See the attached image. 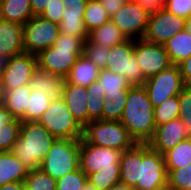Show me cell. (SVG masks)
<instances>
[{
    "instance_id": "cell-1",
    "label": "cell",
    "mask_w": 191,
    "mask_h": 190,
    "mask_svg": "<svg viewBox=\"0 0 191 190\" xmlns=\"http://www.w3.org/2000/svg\"><path fill=\"white\" fill-rule=\"evenodd\" d=\"M120 182L136 190H164L168 172L164 157L149 144H135L125 150L120 161Z\"/></svg>"
},
{
    "instance_id": "cell-2",
    "label": "cell",
    "mask_w": 191,
    "mask_h": 190,
    "mask_svg": "<svg viewBox=\"0 0 191 190\" xmlns=\"http://www.w3.org/2000/svg\"><path fill=\"white\" fill-rule=\"evenodd\" d=\"M137 144H148L155 134L154 107L144 86H131L120 119Z\"/></svg>"
},
{
    "instance_id": "cell-3",
    "label": "cell",
    "mask_w": 191,
    "mask_h": 190,
    "mask_svg": "<svg viewBox=\"0 0 191 190\" xmlns=\"http://www.w3.org/2000/svg\"><path fill=\"white\" fill-rule=\"evenodd\" d=\"M56 139L39 122H22L19 138L11 152L29 170L40 169L43 159Z\"/></svg>"
},
{
    "instance_id": "cell-4",
    "label": "cell",
    "mask_w": 191,
    "mask_h": 190,
    "mask_svg": "<svg viewBox=\"0 0 191 190\" xmlns=\"http://www.w3.org/2000/svg\"><path fill=\"white\" fill-rule=\"evenodd\" d=\"M87 38L60 32L54 45L37 55L38 67L66 78L78 57L83 55Z\"/></svg>"
},
{
    "instance_id": "cell-5",
    "label": "cell",
    "mask_w": 191,
    "mask_h": 190,
    "mask_svg": "<svg viewBox=\"0 0 191 190\" xmlns=\"http://www.w3.org/2000/svg\"><path fill=\"white\" fill-rule=\"evenodd\" d=\"M82 139L99 147L131 149L136 143L120 121L94 120L83 128Z\"/></svg>"
},
{
    "instance_id": "cell-6",
    "label": "cell",
    "mask_w": 191,
    "mask_h": 190,
    "mask_svg": "<svg viewBox=\"0 0 191 190\" xmlns=\"http://www.w3.org/2000/svg\"><path fill=\"white\" fill-rule=\"evenodd\" d=\"M80 140L56 139L41 163V170L55 180L79 168Z\"/></svg>"
},
{
    "instance_id": "cell-7",
    "label": "cell",
    "mask_w": 191,
    "mask_h": 190,
    "mask_svg": "<svg viewBox=\"0 0 191 190\" xmlns=\"http://www.w3.org/2000/svg\"><path fill=\"white\" fill-rule=\"evenodd\" d=\"M57 139L81 140L83 127L71 114L63 98L52 100L38 121Z\"/></svg>"
},
{
    "instance_id": "cell-8",
    "label": "cell",
    "mask_w": 191,
    "mask_h": 190,
    "mask_svg": "<svg viewBox=\"0 0 191 190\" xmlns=\"http://www.w3.org/2000/svg\"><path fill=\"white\" fill-rule=\"evenodd\" d=\"M134 45L135 40L128 39L122 44L111 47L105 69L125 76L131 86H143L146 78L134 54Z\"/></svg>"
},
{
    "instance_id": "cell-9",
    "label": "cell",
    "mask_w": 191,
    "mask_h": 190,
    "mask_svg": "<svg viewBox=\"0 0 191 190\" xmlns=\"http://www.w3.org/2000/svg\"><path fill=\"white\" fill-rule=\"evenodd\" d=\"M60 33L57 23L43 17L33 16L23 25L24 52L38 55L52 47Z\"/></svg>"
},
{
    "instance_id": "cell-10",
    "label": "cell",
    "mask_w": 191,
    "mask_h": 190,
    "mask_svg": "<svg viewBox=\"0 0 191 190\" xmlns=\"http://www.w3.org/2000/svg\"><path fill=\"white\" fill-rule=\"evenodd\" d=\"M143 86L153 107L160 106L170 97L178 96L185 87L178 65H171L146 79Z\"/></svg>"
},
{
    "instance_id": "cell-11",
    "label": "cell",
    "mask_w": 191,
    "mask_h": 190,
    "mask_svg": "<svg viewBox=\"0 0 191 190\" xmlns=\"http://www.w3.org/2000/svg\"><path fill=\"white\" fill-rule=\"evenodd\" d=\"M124 151L108 147H99L80 140L79 168L86 175L103 169H120Z\"/></svg>"
},
{
    "instance_id": "cell-12",
    "label": "cell",
    "mask_w": 191,
    "mask_h": 190,
    "mask_svg": "<svg viewBox=\"0 0 191 190\" xmlns=\"http://www.w3.org/2000/svg\"><path fill=\"white\" fill-rule=\"evenodd\" d=\"M150 12L140 3L128 0L110 20L119 27L127 39H143Z\"/></svg>"
},
{
    "instance_id": "cell-13",
    "label": "cell",
    "mask_w": 191,
    "mask_h": 190,
    "mask_svg": "<svg viewBox=\"0 0 191 190\" xmlns=\"http://www.w3.org/2000/svg\"><path fill=\"white\" fill-rule=\"evenodd\" d=\"M37 66V56L26 52L9 58L1 71L0 93L29 85Z\"/></svg>"
},
{
    "instance_id": "cell-14",
    "label": "cell",
    "mask_w": 191,
    "mask_h": 190,
    "mask_svg": "<svg viewBox=\"0 0 191 190\" xmlns=\"http://www.w3.org/2000/svg\"><path fill=\"white\" fill-rule=\"evenodd\" d=\"M185 22V19L164 8L151 12L143 39L151 43L163 44L178 32L183 31Z\"/></svg>"
},
{
    "instance_id": "cell-15",
    "label": "cell",
    "mask_w": 191,
    "mask_h": 190,
    "mask_svg": "<svg viewBox=\"0 0 191 190\" xmlns=\"http://www.w3.org/2000/svg\"><path fill=\"white\" fill-rule=\"evenodd\" d=\"M134 54L146 79L172 65L163 44L151 43L144 39L135 40Z\"/></svg>"
},
{
    "instance_id": "cell-16",
    "label": "cell",
    "mask_w": 191,
    "mask_h": 190,
    "mask_svg": "<svg viewBox=\"0 0 191 190\" xmlns=\"http://www.w3.org/2000/svg\"><path fill=\"white\" fill-rule=\"evenodd\" d=\"M184 129L181 118L173 119L157 126L154 137L148 144L153 150L163 155L168 150L174 148L179 142L187 139L184 135Z\"/></svg>"
},
{
    "instance_id": "cell-17",
    "label": "cell",
    "mask_w": 191,
    "mask_h": 190,
    "mask_svg": "<svg viewBox=\"0 0 191 190\" xmlns=\"http://www.w3.org/2000/svg\"><path fill=\"white\" fill-rule=\"evenodd\" d=\"M23 25L0 19V53L12 58L24 52Z\"/></svg>"
},
{
    "instance_id": "cell-18",
    "label": "cell",
    "mask_w": 191,
    "mask_h": 190,
    "mask_svg": "<svg viewBox=\"0 0 191 190\" xmlns=\"http://www.w3.org/2000/svg\"><path fill=\"white\" fill-rule=\"evenodd\" d=\"M66 105L76 121L84 128L88 124L87 89L65 82L63 96Z\"/></svg>"
},
{
    "instance_id": "cell-19",
    "label": "cell",
    "mask_w": 191,
    "mask_h": 190,
    "mask_svg": "<svg viewBox=\"0 0 191 190\" xmlns=\"http://www.w3.org/2000/svg\"><path fill=\"white\" fill-rule=\"evenodd\" d=\"M97 80L102 86V91L106 93L104 101L126 104L127 93L131 85L125 76L112 73L107 69H100Z\"/></svg>"
},
{
    "instance_id": "cell-20",
    "label": "cell",
    "mask_w": 191,
    "mask_h": 190,
    "mask_svg": "<svg viewBox=\"0 0 191 190\" xmlns=\"http://www.w3.org/2000/svg\"><path fill=\"white\" fill-rule=\"evenodd\" d=\"M65 82V78L37 66L29 85L32 91L46 94L51 100H55L62 98Z\"/></svg>"
},
{
    "instance_id": "cell-21",
    "label": "cell",
    "mask_w": 191,
    "mask_h": 190,
    "mask_svg": "<svg viewBox=\"0 0 191 190\" xmlns=\"http://www.w3.org/2000/svg\"><path fill=\"white\" fill-rule=\"evenodd\" d=\"M29 169L11 151L0 152V186L12 182H24Z\"/></svg>"
},
{
    "instance_id": "cell-22",
    "label": "cell",
    "mask_w": 191,
    "mask_h": 190,
    "mask_svg": "<svg viewBox=\"0 0 191 190\" xmlns=\"http://www.w3.org/2000/svg\"><path fill=\"white\" fill-rule=\"evenodd\" d=\"M32 89L30 85L14 88L1 94V101L13 118L26 122V108L30 99Z\"/></svg>"
},
{
    "instance_id": "cell-23",
    "label": "cell",
    "mask_w": 191,
    "mask_h": 190,
    "mask_svg": "<svg viewBox=\"0 0 191 190\" xmlns=\"http://www.w3.org/2000/svg\"><path fill=\"white\" fill-rule=\"evenodd\" d=\"M100 69L92 63L85 55L78 57L76 63L72 66L65 80L69 84L90 86L99 77Z\"/></svg>"
},
{
    "instance_id": "cell-24",
    "label": "cell",
    "mask_w": 191,
    "mask_h": 190,
    "mask_svg": "<svg viewBox=\"0 0 191 190\" xmlns=\"http://www.w3.org/2000/svg\"><path fill=\"white\" fill-rule=\"evenodd\" d=\"M33 16L30 0H2L0 2V19L24 25Z\"/></svg>"
},
{
    "instance_id": "cell-25",
    "label": "cell",
    "mask_w": 191,
    "mask_h": 190,
    "mask_svg": "<svg viewBox=\"0 0 191 190\" xmlns=\"http://www.w3.org/2000/svg\"><path fill=\"white\" fill-rule=\"evenodd\" d=\"M172 65H178L191 55V35L184 29L163 43Z\"/></svg>"
},
{
    "instance_id": "cell-26",
    "label": "cell",
    "mask_w": 191,
    "mask_h": 190,
    "mask_svg": "<svg viewBox=\"0 0 191 190\" xmlns=\"http://www.w3.org/2000/svg\"><path fill=\"white\" fill-rule=\"evenodd\" d=\"M87 39L91 43H97L108 48L122 44L128 40L119 27L111 20L89 32Z\"/></svg>"
},
{
    "instance_id": "cell-27",
    "label": "cell",
    "mask_w": 191,
    "mask_h": 190,
    "mask_svg": "<svg viewBox=\"0 0 191 190\" xmlns=\"http://www.w3.org/2000/svg\"><path fill=\"white\" fill-rule=\"evenodd\" d=\"M84 12L85 9L65 7L62 13V20L58 24L60 32L78 37H88V32L83 20Z\"/></svg>"
},
{
    "instance_id": "cell-28",
    "label": "cell",
    "mask_w": 191,
    "mask_h": 190,
    "mask_svg": "<svg viewBox=\"0 0 191 190\" xmlns=\"http://www.w3.org/2000/svg\"><path fill=\"white\" fill-rule=\"evenodd\" d=\"M166 169L174 170L191 163V138L179 142L163 154Z\"/></svg>"
},
{
    "instance_id": "cell-29",
    "label": "cell",
    "mask_w": 191,
    "mask_h": 190,
    "mask_svg": "<svg viewBox=\"0 0 191 190\" xmlns=\"http://www.w3.org/2000/svg\"><path fill=\"white\" fill-rule=\"evenodd\" d=\"M83 20L86 30L89 33L93 29L101 27L104 23H107L110 18L99 0H88Z\"/></svg>"
},
{
    "instance_id": "cell-30",
    "label": "cell",
    "mask_w": 191,
    "mask_h": 190,
    "mask_svg": "<svg viewBox=\"0 0 191 190\" xmlns=\"http://www.w3.org/2000/svg\"><path fill=\"white\" fill-rule=\"evenodd\" d=\"M180 104L178 96H173L164 101L160 106L154 107L155 126H160L173 119L179 118Z\"/></svg>"
},
{
    "instance_id": "cell-31",
    "label": "cell",
    "mask_w": 191,
    "mask_h": 190,
    "mask_svg": "<svg viewBox=\"0 0 191 190\" xmlns=\"http://www.w3.org/2000/svg\"><path fill=\"white\" fill-rule=\"evenodd\" d=\"M52 100L40 92L32 91L26 108V122H38Z\"/></svg>"
},
{
    "instance_id": "cell-32",
    "label": "cell",
    "mask_w": 191,
    "mask_h": 190,
    "mask_svg": "<svg viewBox=\"0 0 191 190\" xmlns=\"http://www.w3.org/2000/svg\"><path fill=\"white\" fill-rule=\"evenodd\" d=\"M88 181L98 190H109L120 182V169H101L87 176Z\"/></svg>"
},
{
    "instance_id": "cell-33",
    "label": "cell",
    "mask_w": 191,
    "mask_h": 190,
    "mask_svg": "<svg viewBox=\"0 0 191 190\" xmlns=\"http://www.w3.org/2000/svg\"><path fill=\"white\" fill-rule=\"evenodd\" d=\"M24 184L27 190H56V180L41 169L29 170Z\"/></svg>"
},
{
    "instance_id": "cell-34",
    "label": "cell",
    "mask_w": 191,
    "mask_h": 190,
    "mask_svg": "<svg viewBox=\"0 0 191 190\" xmlns=\"http://www.w3.org/2000/svg\"><path fill=\"white\" fill-rule=\"evenodd\" d=\"M170 190H191V163L174 170H167Z\"/></svg>"
},
{
    "instance_id": "cell-35",
    "label": "cell",
    "mask_w": 191,
    "mask_h": 190,
    "mask_svg": "<svg viewBox=\"0 0 191 190\" xmlns=\"http://www.w3.org/2000/svg\"><path fill=\"white\" fill-rule=\"evenodd\" d=\"M22 121L13 118L5 127L0 128V152L11 151L20 135Z\"/></svg>"
},
{
    "instance_id": "cell-36",
    "label": "cell",
    "mask_w": 191,
    "mask_h": 190,
    "mask_svg": "<svg viewBox=\"0 0 191 190\" xmlns=\"http://www.w3.org/2000/svg\"><path fill=\"white\" fill-rule=\"evenodd\" d=\"M110 48L97 43H91L88 39L84 42L83 54L99 69H105L108 62Z\"/></svg>"
},
{
    "instance_id": "cell-37",
    "label": "cell",
    "mask_w": 191,
    "mask_h": 190,
    "mask_svg": "<svg viewBox=\"0 0 191 190\" xmlns=\"http://www.w3.org/2000/svg\"><path fill=\"white\" fill-rule=\"evenodd\" d=\"M180 104L179 118L183 121L184 135L191 138V88L184 87L178 95Z\"/></svg>"
},
{
    "instance_id": "cell-38",
    "label": "cell",
    "mask_w": 191,
    "mask_h": 190,
    "mask_svg": "<svg viewBox=\"0 0 191 190\" xmlns=\"http://www.w3.org/2000/svg\"><path fill=\"white\" fill-rule=\"evenodd\" d=\"M87 181V176L78 168L56 180V190H82Z\"/></svg>"
},
{
    "instance_id": "cell-39",
    "label": "cell",
    "mask_w": 191,
    "mask_h": 190,
    "mask_svg": "<svg viewBox=\"0 0 191 190\" xmlns=\"http://www.w3.org/2000/svg\"><path fill=\"white\" fill-rule=\"evenodd\" d=\"M164 9L185 20L191 18V0H165Z\"/></svg>"
},
{
    "instance_id": "cell-40",
    "label": "cell",
    "mask_w": 191,
    "mask_h": 190,
    "mask_svg": "<svg viewBox=\"0 0 191 190\" xmlns=\"http://www.w3.org/2000/svg\"><path fill=\"white\" fill-rule=\"evenodd\" d=\"M124 108L125 104L104 101L102 110V120L120 121Z\"/></svg>"
},
{
    "instance_id": "cell-41",
    "label": "cell",
    "mask_w": 191,
    "mask_h": 190,
    "mask_svg": "<svg viewBox=\"0 0 191 190\" xmlns=\"http://www.w3.org/2000/svg\"><path fill=\"white\" fill-rule=\"evenodd\" d=\"M62 0H52L40 15L44 19L59 24L62 20L64 10Z\"/></svg>"
},
{
    "instance_id": "cell-42",
    "label": "cell",
    "mask_w": 191,
    "mask_h": 190,
    "mask_svg": "<svg viewBox=\"0 0 191 190\" xmlns=\"http://www.w3.org/2000/svg\"><path fill=\"white\" fill-rule=\"evenodd\" d=\"M104 100H100L98 96L91 95L87 98L88 123L94 120H102Z\"/></svg>"
},
{
    "instance_id": "cell-43",
    "label": "cell",
    "mask_w": 191,
    "mask_h": 190,
    "mask_svg": "<svg viewBox=\"0 0 191 190\" xmlns=\"http://www.w3.org/2000/svg\"><path fill=\"white\" fill-rule=\"evenodd\" d=\"M128 0H99L105 11L108 13L109 18L115 15Z\"/></svg>"
},
{
    "instance_id": "cell-44",
    "label": "cell",
    "mask_w": 191,
    "mask_h": 190,
    "mask_svg": "<svg viewBox=\"0 0 191 190\" xmlns=\"http://www.w3.org/2000/svg\"><path fill=\"white\" fill-rule=\"evenodd\" d=\"M185 87L191 88V55L178 64Z\"/></svg>"
},
{
    "instance_id": "cell-45",
    "label": "cell",
    "mask_w": 191,
    "mask_h": 190,
    "mask_svg": "<svg viewBox=\"0 0 191 190\" xmlns=\"http://www.w3.org/2000/svg\"><path fill=\"white\" fill-rule=\"evenodd\" d=\"M140 3L150 13L164 8L165 0H133Z\"/></svg>"
},
{
    "instance_id": "cell-46",
    "label": "cell",
    "mask_w": 191,
    "mask_h": 190,
    "mask_svg": "<svg viewBox=\"0 0 191 190\" xmlns=\"http://www.w3.org/2000/svg\"><path fill=\"white\" fill-rule=\"evenodd\" d=\"M52 0H30L34 16H39Z\"/></svg>"
},
{
    "instance_id": "cell-47",
    "label": "cell",
    "mask_w": 191,
    "mask_h": 190,
    "mask_svg": "<svg viewBox=\"0 0 191 190\" xmlns=\"http://www.w3.org/2000/svg\"><path fill=\"white\" fill-rule=\"evenodd\" d=\"M101 85L98 80L94 81L90 86H88L87 89V94L88 96L95 95L100 98V100H105L106 93L105 91H102Z\"/></svg>"
},
{
    "instance_id": "cell-48",
    "label": "cell",
    "mask_w": 191,
    "mask_h": 190,
    "mask_svg": "<svg viewBox=\"0 0 191 190\" xmlns=\"http://www.w3.org/2000/svg\"><path fill=\"white\" fill-rule=\"evenodd\" d=\"M13 119L5 104L0 100V128L5 127Z\"/></svg>"
},
{
    "instance_id": "cell-49",
    "label": "cell",
    "mask_w": 191,
    "mask_h": 190,
    "mask_svg": "<svg viewBox=\"0 0 191 190\" xmlns=\"http://www.w3.org/2000/svg\"><path fill=\"white\" fill-rule=\"evenodd\" d=\"M87 1L88 0H62V5L71 9H86Z\"/></svg>"
},
{
    "instance_id": "cell-50",
    "label": "cell",
    "mask_w": 191,
    "mask_h": 190,
    "mask_svg": "<svg viewBox=\"0 0 191 190\" xmlns=\"http://www.w3.org/2000/svg\"><path fill=\"white\" fill-rule=\"evenodd\" d=\"M0 190H26L24 182H12L0 186Z\"/></svg>"
},
{
    "instance_id": "cell-51",
    "label": "cell",
    "mask_w": 191,
    "mask_h": 190,
    "mask_svg": "<svg viewBox=\"0 0 191 190\" xmlns=\"http://www.w3.org/2000/svg\"><path fill=\"white\" fill-rule=\"evenodd\" d=\"M109 190H136V189L127 184L119 182L118 184L113 185Z\"/></svg>"
},
{
    "instance_id": "cell-52",
    "label": "cell",
    "mask_w": 191,
    "mask_h": 190,
    "mask_svg": "<svg viewBox=\"0 0 191 190\" xmlns=\"http://www.w3.org/2000/svg\"><path fill=\"white\" fill-rule=\"evenodd\" d=\"M9 61V57L0 53V71H2Z\"/></svg>"
},
{
    "instance_id": "cell-53",
    "label": "cell",
    "mask_w": 191,
    "mask_h": 190,
    "mask_svg": "<svg viewBox=\"0 0 191 190\" xmlns=\"http://www.w3.org/2000/svg\"><path fill=\"white\" fill-rule=\"evenodd\" d=\"M82 190H98V189L93 184H91L89 181H87Z\"/></svg>"
},
{
    "instance_id": "cell-54",
    "label": "cell",
    "mask_w": 191,
    "mask_h": 190,
    "mask_svg": "<svg viewBox=\"0 0 191 190\" xmlns=\"http://www.w3.org/2000/svg\"><path fill=\"white\" fill-rule=\"evenodd\" d=\"M185 29L191 35V18L186 20V22H185Z\"/></svg>"
}]
</instances>
